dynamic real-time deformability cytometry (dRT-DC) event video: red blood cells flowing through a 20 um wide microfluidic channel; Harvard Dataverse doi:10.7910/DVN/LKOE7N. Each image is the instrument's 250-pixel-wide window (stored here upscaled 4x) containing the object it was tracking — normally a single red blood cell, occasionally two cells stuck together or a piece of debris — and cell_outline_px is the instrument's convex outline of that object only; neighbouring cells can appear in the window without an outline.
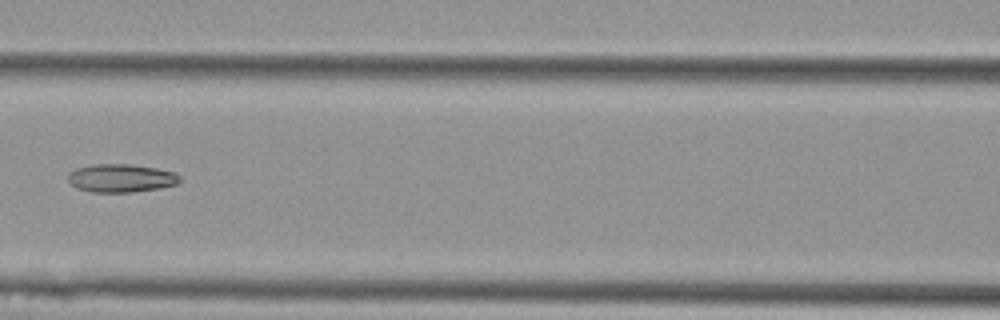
{"species": "Egyptian fruit bat (a non-hibernating species)", "species_latin": "Rousettus aegyptiacus", "temperature_condition": "cold", "stored_images_in_passage": 9, "camera_frame_rate_fps": 3000, "um_per_image_px": 0.085, "animal": {"sex": "female"}, "frame": {"image": 1, "passage_image": 6, "time_ms": 1.667, "image_size_px": [1000, 320], "cell_outline_px": [[180, 180], [176, 184], [160, 188], [132, 192], [92, 192], [76, 188], [68, 180], [68, 172], [76, 168], [92, 164], [128, 164], [156, 168], [176, 172], [180, 176]], "centroid_in_image_um": [10.27, 15.14], "position_along_channel_um": 156.3, "area_um2": 18.44}}
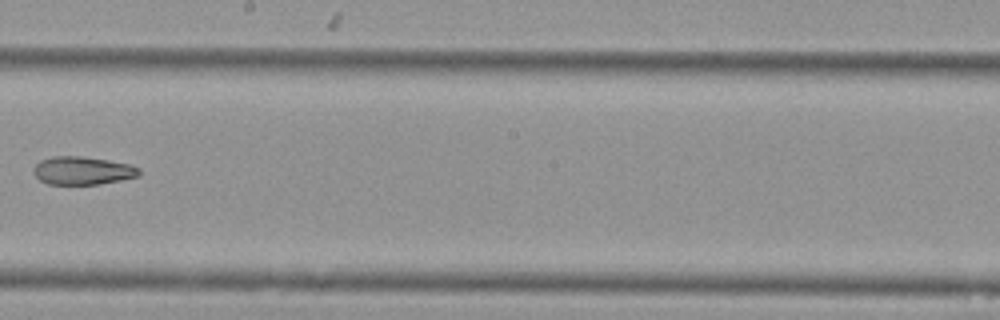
{"frame": {"image": 2, "passage_image": 8, "time_ms": 2.333, "image_size_px": [1000, 320], "cell_outline_px": [[140, 176], [100, 184], [48, 184], [40, 180], [32, 172], [32, 168], [40, 160], [52, 156], [80, 156], [108, 160], [132, 164], [140, 168]], "centroid_in_image_um": [7.02, 14.5], "position_along_channel_um": 241.2, "area_um2": 17.46}}
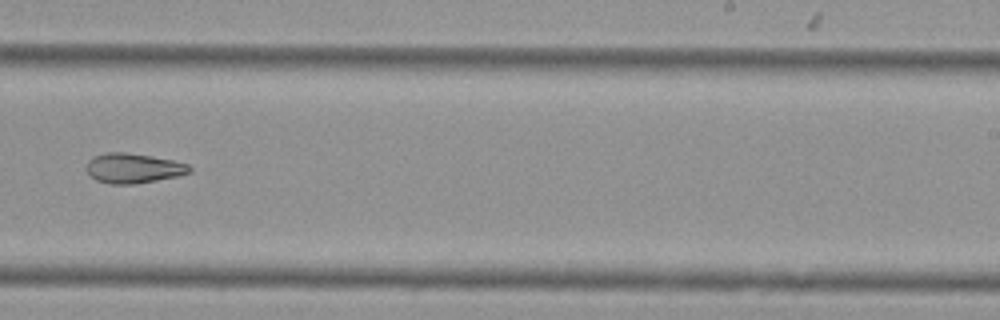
{"frame": {"image": 3, "passage_image": 9, "time_ms": 2.667, "image_size_px": [1000, 320], "cell_outline_px": [[192, 172], [180, 176], [132, 184], [112, 184], [96, 180], [88, 172], [88, 160], [92, 156], [104, 152], [124, 152], [152, 156], [172, 160], [188, 164], [192, 168]], "centroid_in_image_um": [11.36, 14.29], "position_along_channel_um": 277.6, "area_um2": 17.92}}